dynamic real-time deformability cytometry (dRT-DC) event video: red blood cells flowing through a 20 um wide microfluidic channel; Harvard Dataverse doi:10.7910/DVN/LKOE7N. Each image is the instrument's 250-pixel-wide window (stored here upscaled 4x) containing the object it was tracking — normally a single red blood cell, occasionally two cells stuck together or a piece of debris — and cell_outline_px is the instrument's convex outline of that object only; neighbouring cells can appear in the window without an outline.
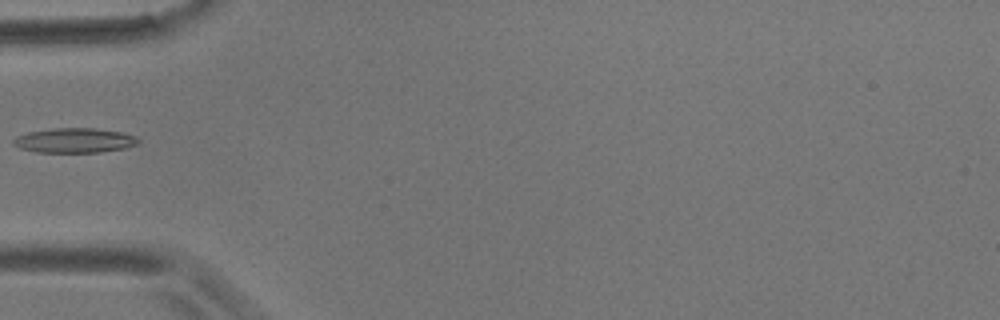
{"species": "common noctule bat (a hibernating species)", "species_latin": "Nyctalus noctula", "temperature_condition": "room temperature", "stored_images_in_passage": 4, "camera_frame_rate_fps": 3000, "um_per_image_px": 0.085, "animal": {"sex": "male", "body_mass_g": 17.9}, "frame": {"image": 1, "passage_image": 4, "time_ms": 3.667, "image_size_px": [1000, 320], "cell_outline_px": [[140, 144], [124, 148], [100, 152], [36, 152], [20, 148], [12, 144], [12, 140], [16, 136], [28, 132], [52, 128], [96, 128], [120, 132], [136, 136], [140, 140]], "centroid_in_image_um": [6.33, 11.93], "position_along_channel_um": 78.7, "area_um2": 18.09}}